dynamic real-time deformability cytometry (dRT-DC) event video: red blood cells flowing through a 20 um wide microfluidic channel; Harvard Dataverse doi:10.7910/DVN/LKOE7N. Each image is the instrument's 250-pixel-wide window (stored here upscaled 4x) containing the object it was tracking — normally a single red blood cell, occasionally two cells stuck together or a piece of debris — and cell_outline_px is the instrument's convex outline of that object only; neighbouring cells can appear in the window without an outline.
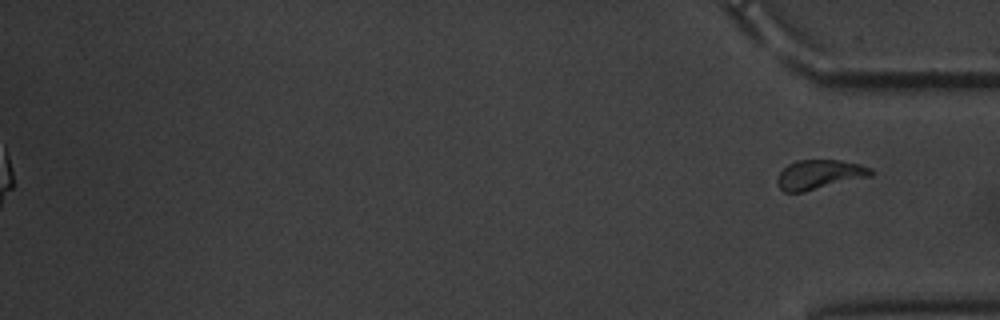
{"species": "common noctule bat (a hibernating species)", "species_latin": "Nyctalus noctula", "temperature_condition": "warm", "stored_images_in_passage": 56, "segment_of_instrument_passage": [2, 2], "camera_frame_rate_fps": 3000, "um_per_image_px": 0.085, "animal": {"sex": "male", "body_mass_g": 20.1, "forearm_length_mm": 53.5}, "frame": {"image": 1, "passage_image": 56, "time_ms": 18.333, "image_size_px": [1000, 320], "cell_outline_px": [[876, 172], [872, 176], [804, 192], [784, 192], [776, 184], [776, 176], [788, 164], [796, 160], [840, 160], [860, 164], [872, 168]], "centroid_in_image_um": [69.66, 14.84], "position_along_channel_um": 365.5, "area_um2": 16.36}}